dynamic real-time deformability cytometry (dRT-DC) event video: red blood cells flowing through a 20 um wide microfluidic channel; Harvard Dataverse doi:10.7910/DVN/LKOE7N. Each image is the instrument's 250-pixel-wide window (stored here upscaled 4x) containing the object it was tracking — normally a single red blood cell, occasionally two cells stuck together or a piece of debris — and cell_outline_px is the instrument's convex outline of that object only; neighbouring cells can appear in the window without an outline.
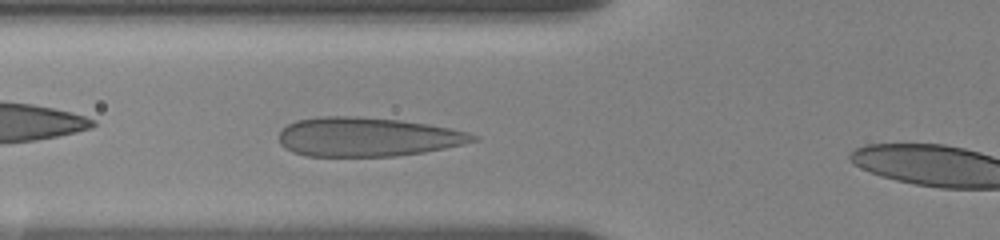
{"species": "human", "species_latin": "Homo sapiens", "temperature_condition": "room temperature", "stored_images_in_passage": 56, "camera_frame_rate_fps": 3000, "um_per_image_px": 0.085, "donor": {"sex": "female"}, "frame": {"image": 1, "passage_image": 8, "time_ms": 2.333, "image_size_px": [1000, 240], "cell_outline_px": [[480, 140], [464, 144], [424, 152], [396, 156], [304, 156], [292, 152], [284, 148], [280, 144], [280, 132], [288, 124], [296, 120], [320, 116], [356, 116], [400, 120], [428, 124], [468, 132], [480, 136]], "centroid_in_image_um": [31.23, 11.64], "position_along_channel_um": 94.6, "area_um2": 44.39}}
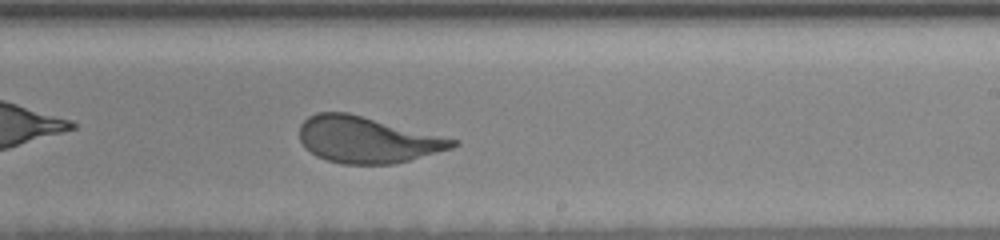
{"frame": {"image": 2, "passage_image": 30, "time_ms": 7.0, "image_size_px": [1000, 240], "cell_outline_px": [[460, 144], [452, 148], [408, 160], [392, 164], [344, 164], [328, 160], [316, 156], [304, 148], [300, 140], [300, 124], [308, 116], [316, 112], [348, 112], [460, 140]], "centroid_in_image_um": [31.2, 11.87], "position_along_channel_um": 257.8, "area_um2": 41.38}}
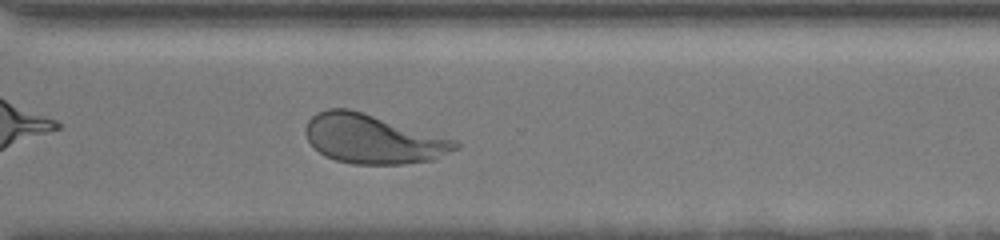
{"frame": {"image": 3, "passage_image": 39, "time_ms": 9.333, "image_size_px": [1000, 240], "cell_outline_px": [[460, 148], [432, 160], [404, 164], [352, 164], [336, 160], [324, 156], [308, 140], [304, 132], [304, 128], [308, 120], [316, 112], [328, 108], [348, 108], [456, 140], [460, 144]], "centroid_in_image_um": [31.68, 11.82], "position_along_channel_um": 338.9, "area_um2": 42.71}, "authors_computed_cell_mechanics": {"area_um2": 42.7431, "velocity_mm_per_s": 3.4879, "shape_relaxation_time_tau1_ms": 4.0975, "shape_relaxation_time_tau2_ms": null, "deformation_change_tau1": 0.1566, "deformation_change_tau2": null}}